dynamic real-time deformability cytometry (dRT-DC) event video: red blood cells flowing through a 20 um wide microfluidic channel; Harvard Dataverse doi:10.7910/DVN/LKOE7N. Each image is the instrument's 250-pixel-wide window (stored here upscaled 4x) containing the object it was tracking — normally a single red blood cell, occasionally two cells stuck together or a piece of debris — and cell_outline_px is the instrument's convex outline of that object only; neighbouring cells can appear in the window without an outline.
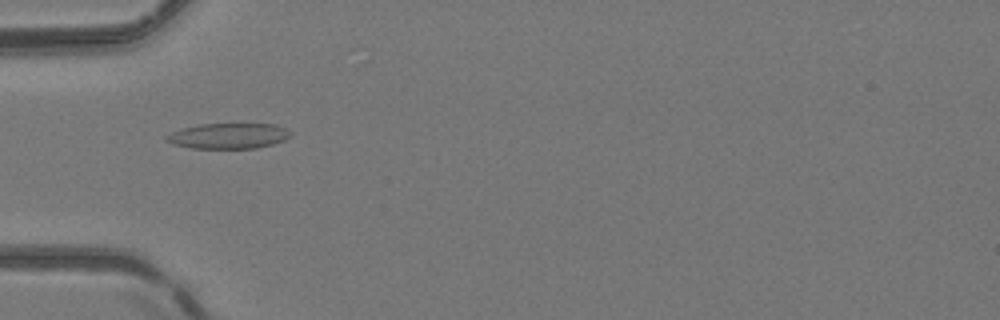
{"species": "common noctule bat (a hibernating species)", "species_latin": "Nyctalus noctula", "temperature_condition": "room temperature", "stored_images_in_passage": 48, "camera_frame_rate_fps": 3000, "um_per_image_px": 0.085, "animal": {"sex": "female", "body_mass_g": 24.6, "forearm_length_mm": 56.2}, "frame": {"image": 1, "passage_image": 15, "time_ms": 4.667, "image_size_px": [1000, 320], "cell_outline_px": [[292, 136], [284, 140], [272, 144], [256, 148], [192, 148], [172, 144], [164, 140], [164, 136], [180, 128], [200, 124], [276, 124], [288, 128], [292, 132]], "centroid_in_image_um": [19.42, 11.54], "position_along_channel_um": 65.6, "area_um2": 18.67}}
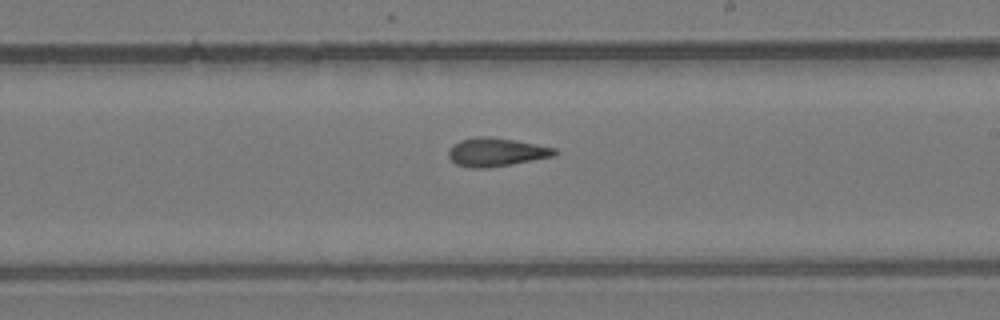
{"frame": {"image": 2, "passage_image": 28, "time_ms": 9.0, "image_size_px": [1000, 320], "cell_outline_px": [[560, 152], [556, 156], [512, 164], [488, 168], [472, 168], [456, 164], [448, 156], [448, 152], [452, 144], [460, 140], [476, 136], [488, 136], [512, 140], [556, 148]], "centroid_in_image_um": [42.19, 12.93], "position_along_channel_um": 246.8, "area_um2": 17.69}}
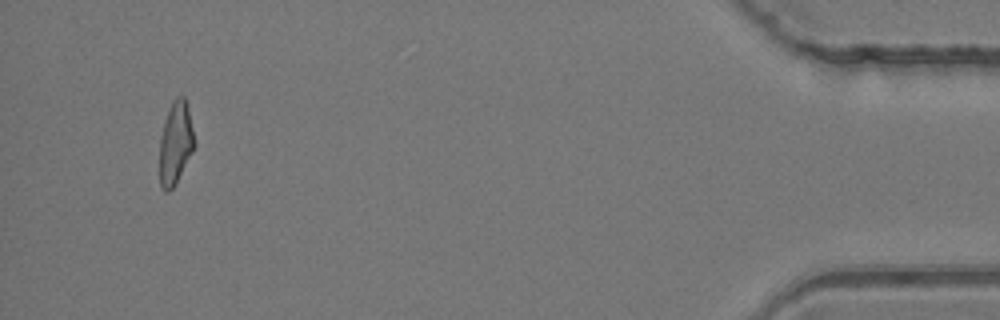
{"frame": {"image": 3, "passage_image": 46, "time_ms": 15.0, "image_size_px": [1000, 320], "cell_outline_px": [[196, 144], [176, 184], [168, 192], [164, 192], [160, 188], [160, 136], [164, 120], [168, 108], [172, 100], [176, 96], [184, 96], [188, 108]], "centroid_in_image_um": [14.91, 12.15], "position_along_channel_um": 420.3, "area_um2": 16.99}, "authors_computed_cell_mechanics": {"area_um2": 17.5712, "velocity_mm_per_s": 4.1983, "shape_relaxation_time_tau1_ms": null, "shape_relaxation_time_tau2_ms": 3.3, "deformation_change_tau1": null, "deformation_change_tau2": 0.1304}}